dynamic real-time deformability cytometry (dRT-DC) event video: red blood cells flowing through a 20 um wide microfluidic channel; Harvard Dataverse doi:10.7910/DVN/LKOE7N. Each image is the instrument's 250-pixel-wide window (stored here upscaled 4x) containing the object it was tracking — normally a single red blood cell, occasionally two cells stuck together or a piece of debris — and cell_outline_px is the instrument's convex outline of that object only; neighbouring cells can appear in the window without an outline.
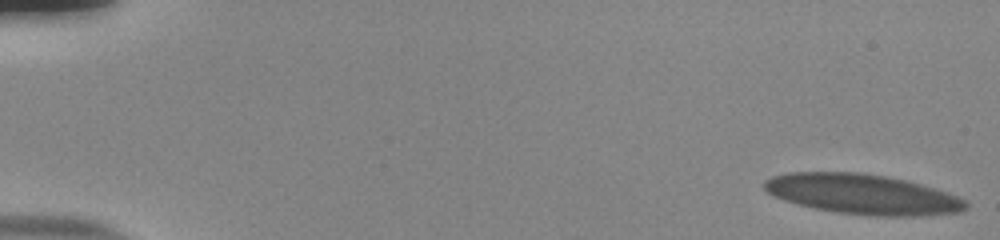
{"species": "human", "species_latin": "Homo sapiens", "temperature_condition": "room temperature", "stored_images_in_passage": 15, "camera_frame_rate_fps": 3000, "um_per_image_px": 0.085, "donor": {"sex": "male"}, "frame": {"image": 1, "passage_image": 1, "time_ms": 0.0, "image_size_px": [1000, 240], "cell_outline_px": [[968, 204], [964, 208], [956, 212], [900, 216], [892, 216], [840, 212], [816, 208], [800, 204], [776, 196], [768, 192], [764, 188], [764, 184], [772, 176], [792, 172], [856, 172], [904, 180], [932, 188], [956, 196], [964, 200]], "centroid_in_image_um": [73.27, 16.49], "position_along_channel_um": 11.7, "area_um2": 45.26}}